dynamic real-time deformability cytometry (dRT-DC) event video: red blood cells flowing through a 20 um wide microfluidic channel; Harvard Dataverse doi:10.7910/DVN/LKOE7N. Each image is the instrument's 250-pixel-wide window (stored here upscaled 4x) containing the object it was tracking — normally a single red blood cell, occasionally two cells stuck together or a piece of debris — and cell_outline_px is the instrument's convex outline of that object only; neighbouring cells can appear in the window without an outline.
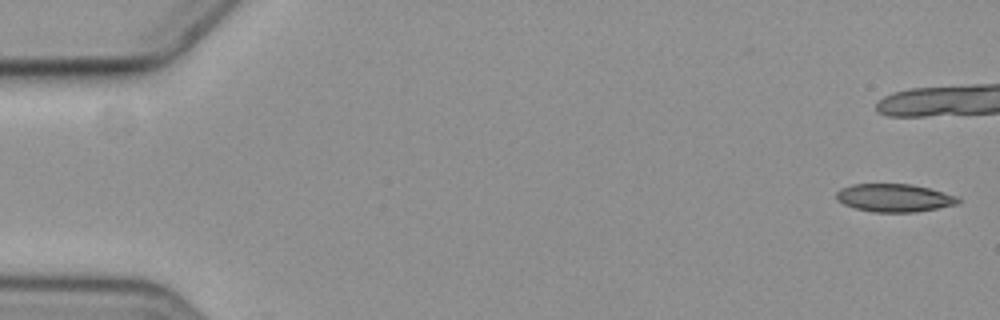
{"species": "common noctule bat (a hibernating species)", "species_latin": "Nyctalus noctula", "temperature_condition": "cold", "stored_images_in_passage": 2, "camera_frame_rate_fps": 3000, "um_per_image_px": 0.085, "animal": {"sex": "female", "body_mass_g": 19.3, "forearm_length_mm": 54.1}, "frame": {"image": 1, "passage_image": 1, "time_ms": 0.0, "image_size_px": [1000, 320], "cell_outline_px": [[960, 200], [956, 204], [936, 208], [912, 212], [876, 212], [856, 208], [844, 204], [836, 196], [836, 192], [840, 188], [852, 184], [912, 184], [960, 196]], "centroid_in_image_um": [76.03, 16.8], "position_along_channel_um": 9.0, "area_um2": 19.65}}